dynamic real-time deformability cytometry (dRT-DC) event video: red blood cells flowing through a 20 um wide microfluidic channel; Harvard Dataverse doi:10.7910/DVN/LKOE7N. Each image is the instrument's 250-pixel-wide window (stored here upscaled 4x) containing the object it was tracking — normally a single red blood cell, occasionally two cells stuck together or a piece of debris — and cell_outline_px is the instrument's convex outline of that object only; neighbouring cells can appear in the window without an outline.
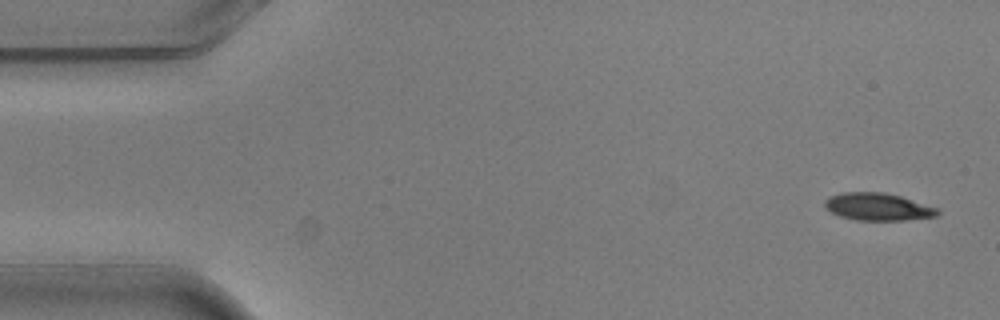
{"species": "common noctule bat (a hibernating species)", "species_latin": "Nyctalus noctula", "temperature_condition": "warm", "stored_images_in_passage": 4, "camera_frame_rate_fps": 3000, "um_per_image_px": 0.085, "animal": {"sex": "male", "body_mass_g": 20.5, "forearm_length_mm": 52.5}, "frame": {"image": 1, "passage_image": 1, "time_ms": 0.0, "image_size_px": [1000, 320], "cell_outline_px": [[940, 212], [936, 216], [904, 220], [856, 220], [840, 216], [832, 212], [824, 204], [824, 200], [840, 192], [884, 192], [900, 196], [940, 208]], "centroid_in_image_um": [74.65, 17.57], "position_along_channel_um": 10.3, "area_um2": 17.98}}
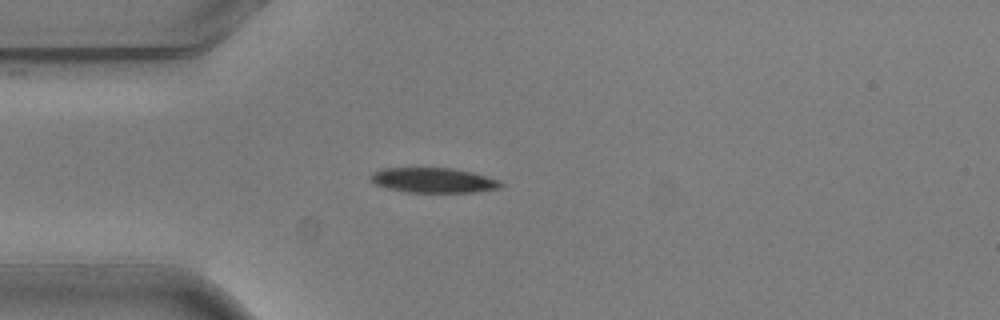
{"frame": {"image": 2, "passage_image": 4, "time_ms": 1.0, "image_size_px": [1000, 320], "cell_outline_px": [[504, 184], [500, 188], [476, 192], [408, 192], [388, 188], [376, 184], [368, 180], [368, 176], [372, 172], [380, 168], [452, 168], [472, 172], [500, 180]], "centroid_in_image_um": [36.82, 15.31], "position_along_channel_um": 48.2, "area_um2": 19.07}}